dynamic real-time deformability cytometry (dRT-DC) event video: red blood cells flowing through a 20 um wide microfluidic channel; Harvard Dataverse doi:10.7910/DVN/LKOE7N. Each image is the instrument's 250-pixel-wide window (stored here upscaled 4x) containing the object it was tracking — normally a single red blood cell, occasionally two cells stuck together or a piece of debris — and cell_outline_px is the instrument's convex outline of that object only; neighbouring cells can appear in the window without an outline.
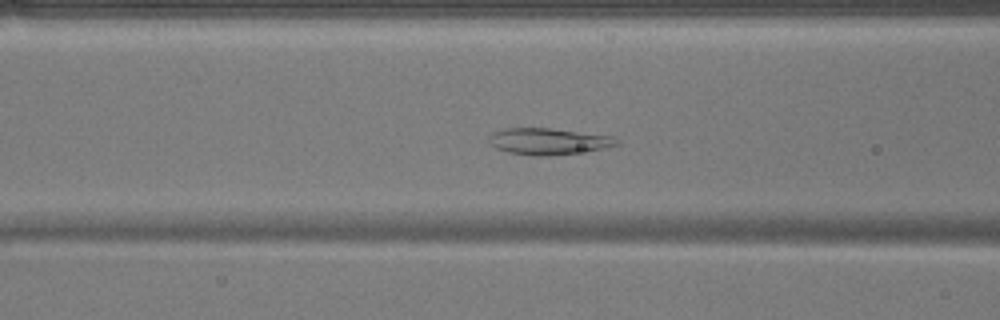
{"species": "common noctule bat (a hibernating species)", "species_latin": "Nyctalus noctula", "temperature_condition": "warm", "stored_images_in_passage": 51, "camera_frame_rate_fps": 3000, "um_per_image_px": 0.085, "animal": {"sex": "male", "body_mass_g": 17.9}, "frame": {"image": 1, "passage_image": 20, "time_ms": 6.333, "image_size_px": [1000, 320], "cell_outline_px": [[620, 144], [600, 148], [576, 152], [548, 156], [532, 156], [508, 152], [496, 148], [488, 144], [488, 136], [492, 132], [504, 128], [552, 128], [616, 136], [620, 140]], "centroid_in_image_um": [46.58, 12.0], "position_along_channel_um": 120.0, "area_um2": 19.88}}
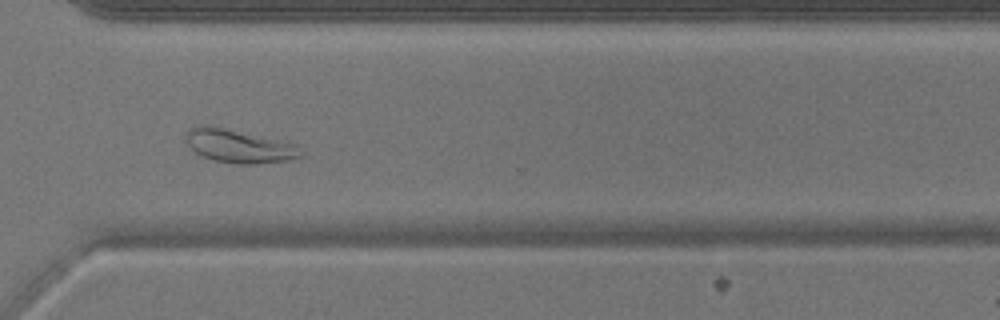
{"frame": {"image": 2, "passage_image": 38, "time_ms": 12.333, "image_size_px": [1000, 320], "cell_outline_px": [[304, 152], [300, 156], [288, 160], [252, 164], [240, 164], [212, 160], [196, 152], [184, 140], [184, 132], [188, 128], [196, 124], [208, 124], [296, 144]], "centroid_in_image_um": [20.24, 12.39], "position_along_channel_um": 350.4, "area_um2": 22.43}}
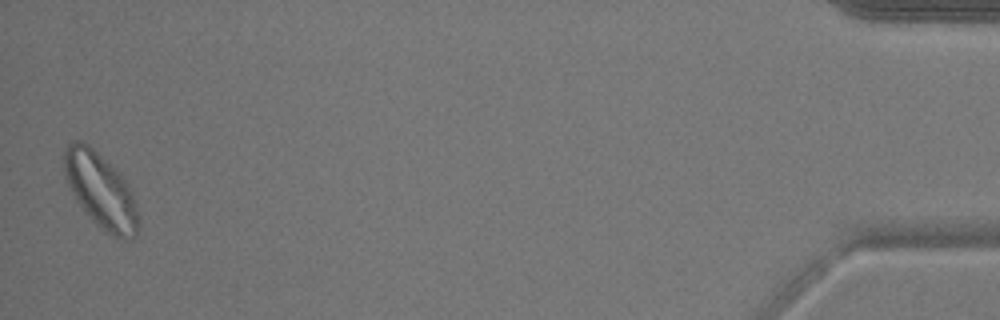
{"frame": {"image": 3, "passage_image": 51, "time_ms": 16.667, "image_size_px": [1000, 320], "cell_outline_px": [[140, 224], [136, 236], [132, 240], [124, 244], [104, 232], [84, 212], [76, 200], [64, 176], [60, 156], [68, 144], [72, 140], [84, 140], [116, 168], [132, 192]], "centroid_in_image_um": [8.54, 16.23], "position_along_channel_um": 426.7, "area_um2": 33.64}}